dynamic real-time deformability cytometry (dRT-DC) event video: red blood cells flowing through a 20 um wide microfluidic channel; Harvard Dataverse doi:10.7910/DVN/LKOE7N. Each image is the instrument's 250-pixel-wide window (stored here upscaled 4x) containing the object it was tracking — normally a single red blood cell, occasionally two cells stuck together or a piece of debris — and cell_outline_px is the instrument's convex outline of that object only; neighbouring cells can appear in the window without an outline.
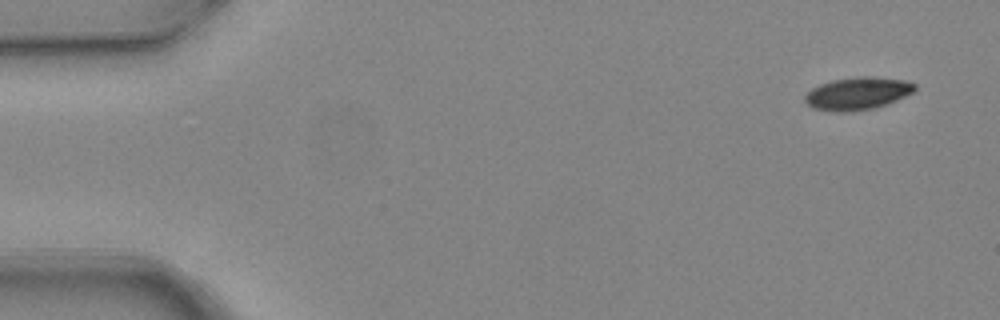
{"species": "common noctule bat (a hibernating species)", "species_latin": "Nyctalus noctula", "temperature_condition": "warm", "stored_images_in_passage": 3, "camera_frame_rate_fps": 3000, "um_per_image_px": 0.085, "animal": {"sex": "female", "body_mass_g": 24.6, "forearm_length_mm": 56.2}, "frame": {"image": 1, "passage_image": 1, "time_ms": 0.0, "image_size_px": [1000, 320], "cell_outline_px": [[916, 88], [912, 92], [888, 104], [876, 108], [848, 112], [832, 112], [812, 108], [804, 100], [804, 96], [812, 88], [820, 84], [832, 80], [856, 76], [872, 76], [904, 80], [916, 84]], "centroid_in_image_um": [72.87, 7.95], "position_along_channel_um": 12.1, "area_um2": 21.04}}